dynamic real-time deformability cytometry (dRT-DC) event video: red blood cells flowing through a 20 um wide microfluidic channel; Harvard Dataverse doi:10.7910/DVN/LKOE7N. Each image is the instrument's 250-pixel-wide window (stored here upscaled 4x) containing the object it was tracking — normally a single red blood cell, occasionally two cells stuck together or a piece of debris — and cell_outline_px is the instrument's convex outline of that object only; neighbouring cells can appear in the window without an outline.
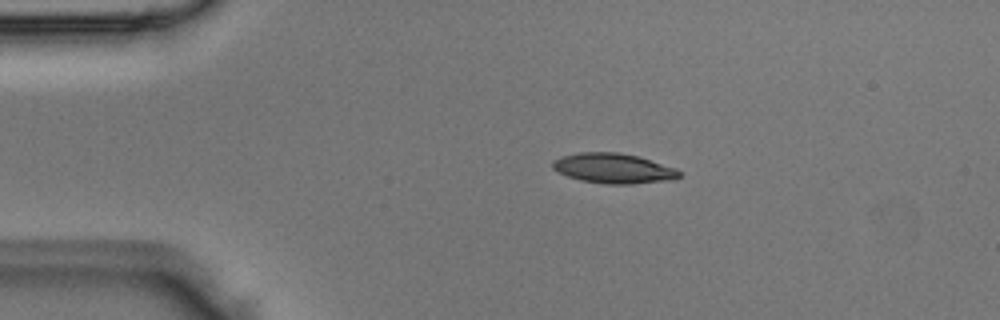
{"species": "Egyptian fruit bat (a non-hibernating species)", "species_latin": "Rousettus aegyptiacus", "temperature_condition": "room temperature", "stored_images_in_passage": 5, "camera_frame_rate_fps": 3000, "um_per_image_px": 0.085, "animal": {"sex": "male"}, "frame": {"image": 1, "passage_image": 3, "time_ms": 0.667, "image_size_px": [1000, 320], "cell_outline_px": [[680, 176], [676, 180], [632, 184], [604, 184], [580, 180], [568, 176], [552, 168], [552, 160], [560, 156], [580, 152], [616, 152], [636, 156], [676, 168], [680, 172]], "centroid_in_image_um": [52.14, 14.32], "position_along_channel_um": 32.9, "area_um2": 22.2}}